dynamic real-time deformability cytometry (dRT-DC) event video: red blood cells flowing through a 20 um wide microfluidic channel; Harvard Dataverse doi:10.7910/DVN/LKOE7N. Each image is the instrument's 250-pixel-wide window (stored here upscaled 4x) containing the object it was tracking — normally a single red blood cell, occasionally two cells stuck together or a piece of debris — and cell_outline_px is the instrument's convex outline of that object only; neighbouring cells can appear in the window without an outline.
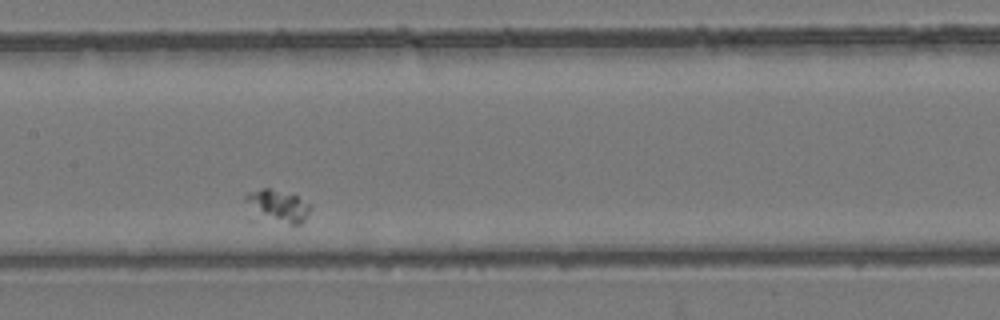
{"species": "common noctule bat (a hibernating species)", "species_latin": "Nyctalus noctula", "temperature_condition": "room temperature", "stored_images_in_passage": 7, "camera_frame_rate_fps": 3000, "um_per_image_px": 0.085, "animal": {"sex": "female", "body_mass_g": 24.6, "forearm_length_mm": 56.2}, "frame": {"image": 1, "passage_image": 4, "time_ms": 3.333, "image_size_px": [1000, 320], "cell_outline_px": [[308, 212], [304, 220], [300, 224], [292, 224], [256, 212], [244, 200], [244, 196], [248, 192], [260, 188], [268, 188], [296, 196], [308, 204]], "centroid_in_image_um": [23.6, 17.44], "position_along_channel_um": 183.8, "area_um2": 11.04}}
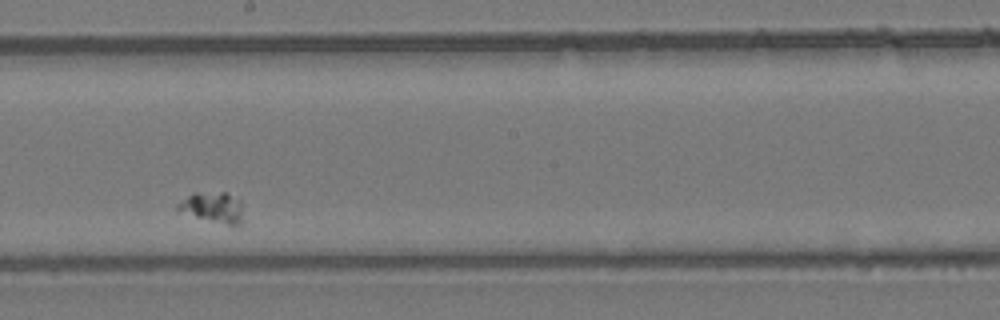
{"frame": {"image": 2, "passage_image": 5, "time_ms": 4.667, "image_size_px": [1000, 320], "cell_outline_px": [[240, 224], [228, 224], [196, 216], [176, 208], [176, 204], [192, 192], [228, 192], [240, 200]], "centroid_in_image_um": [18.06, 17.55], "position_along_channel_um": 230.1, "area_um2": 11.1}}
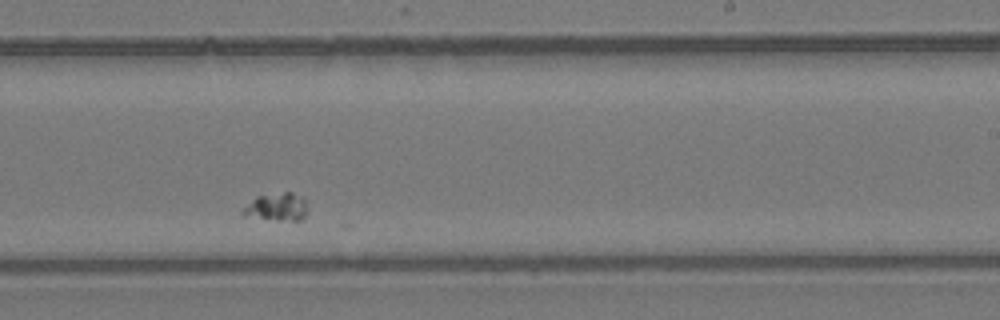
{"frame": {"image": 3, "passage_image": 6, "time_ms": 5.667, "image_size_px": [1000, 320], "cell_outline_px": [[304, 216], [296, 224], [240, 216], [240, 212], [256, 196], [284, 192], [292, 192], [304, 196]], "centroid_in_image_um": [23.49, 17.65], "position_along_channel_um": 265.5, "area_um2": 10.98}}